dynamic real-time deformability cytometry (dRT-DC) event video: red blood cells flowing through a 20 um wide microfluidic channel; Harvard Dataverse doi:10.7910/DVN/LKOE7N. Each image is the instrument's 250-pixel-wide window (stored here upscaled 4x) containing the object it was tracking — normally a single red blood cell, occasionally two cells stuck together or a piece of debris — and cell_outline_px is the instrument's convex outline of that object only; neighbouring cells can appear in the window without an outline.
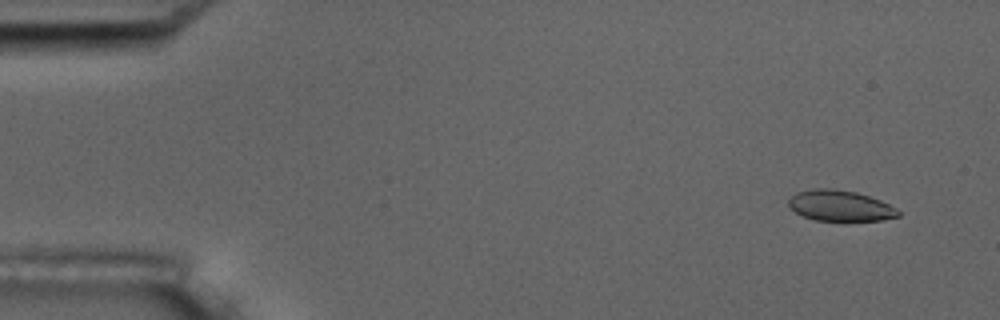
{"species": "common noctule bat (a hibernating species)", "species_latin": "Nyctalus noctula", "temperature_condition": "room temperature", "stored_images_in_passage": 5, "camera_frame_rate_fps": 3000, "um_per_image_px": 0.085, "animal": {"sex": "male", "body_mass_g": 17.5, "forearm_length_mm": 52.3}, "frame": {"image": 1, "passage_image": 1, "time_ms": 0.0, "image_size_px": [1000, 320], "cell_outline_px": [[900, 216], [880, 220], [816, 220], [804, 216], [796, 212], [788, 204], [788, 200], [796, 192], [816, 188], [832, 188], [856, 192], [880, 200], [896, 208], [900, 212]], "centroid_in_image_um": [71.41, 17.47], "position_along_channel_um": 13.6, "area_um2": 19.42}}
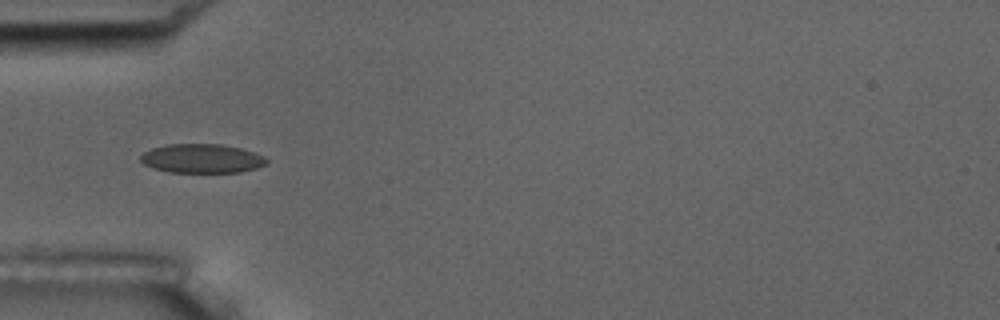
{"frame": {"image": 2, "passage_image": 5, "time_ms": 4.667, "image_size_px": [1000, 320], "cell_outline_px": [[268, 164], [256, 168], [240, 172], [168, 172], [152, 168], [144, 164], [140, 160], [140, 156], [144, 152], [152, 148], [168, 144], [220, 144], [240, 148], [264, 156], [268, 160]], "centroid_in_image_um": [17.15, 13.47], "position_along_channel_um": 67.8, "area_um2": 21.33}}